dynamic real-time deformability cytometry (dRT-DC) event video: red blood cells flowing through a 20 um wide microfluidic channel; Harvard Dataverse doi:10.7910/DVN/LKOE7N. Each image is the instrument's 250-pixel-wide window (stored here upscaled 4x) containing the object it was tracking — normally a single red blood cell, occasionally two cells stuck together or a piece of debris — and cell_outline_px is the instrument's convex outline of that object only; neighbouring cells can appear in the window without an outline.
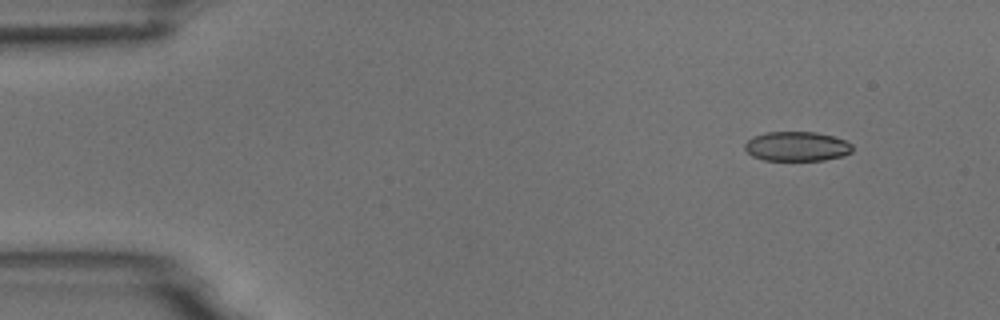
{"species": "common noctule bat (a hibernating species)", "species_latin": "Nyctalus noctula", "temperature_condition": "room temperature", "stored_images_in_passage": 5, "camera_frame_rate_fps": 3000, "um_per_image_px": 0.085, "animal": {"sex": "male", "body_mass_g": 18.8}, "frame": {"image": 1, "passage_image": 1, "time_ms": 0.0, "image_size_px": [1000, 320], "cell_outline_px": [[852, 152], [844, 156], [824, 160], [764, 160], [752, 156], [744, 148], [744, 144], [752, 136], [764, 132], [816, 132], [832, 136], [844, 140], [852, 144]], "centroid_in_image_um": [67.72, 12.44], "position_along_channel_um": 17.3, "area_um2": 18.61}}
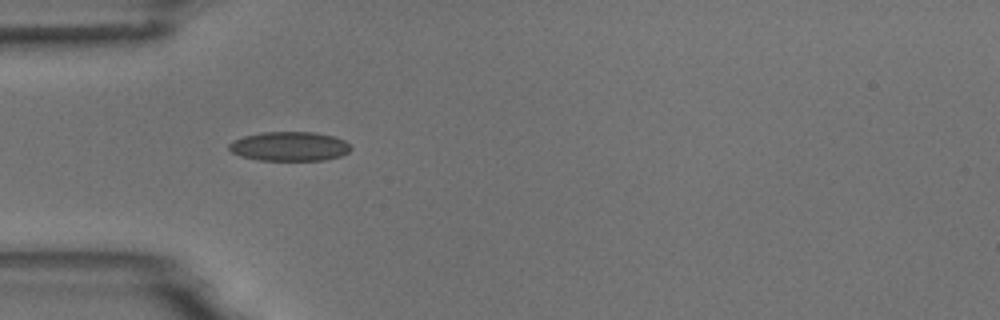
{"frame": {"image": 2, "passage_image": 4, "time_ms": 3.667, "image_size_px": [1000, 320], "cell_outline_px": [[352, 148], [348, 152], [340, 156], [324, 160], [260, 160], [240, 156], [232, 152], [228, 148], [228, 144], [232, 140], [244, 136], [264, 132], [316, 132], [332, 136], [344, 140]], "centroid_in_image_um": [24.58, 12.44], "position_along_channel_um": 60.4, "area_um2": 20.75}}